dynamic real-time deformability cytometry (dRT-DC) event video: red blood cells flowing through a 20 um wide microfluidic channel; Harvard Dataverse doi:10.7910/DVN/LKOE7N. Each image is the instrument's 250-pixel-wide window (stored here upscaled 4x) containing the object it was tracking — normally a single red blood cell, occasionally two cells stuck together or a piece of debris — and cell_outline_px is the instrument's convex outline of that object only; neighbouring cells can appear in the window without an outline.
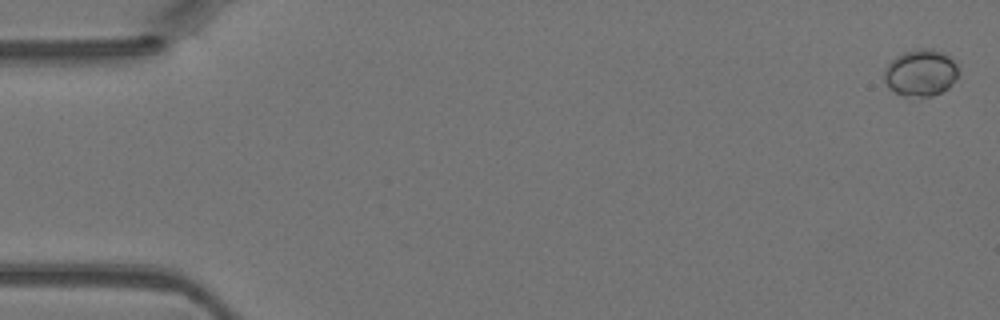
{"species": "Egyptian fruit bat (a non-hibernating species)", "species_latin": "Rousettus aegyptiacus", "temperature_condition": "warm", "stored_images_in_passage": 46, "camera_frame_rate_fps": 3000, "um_per_image_px": 0.085, "animal": {"sex": "female"}, "frame": {"image": 1, "passage_image": 1, "time_ms": 0.0, "image_size_px": [1000, 320], "cell_outline_px": [[960, 76], [948, 88], [932, 96], [904, 96], [888, 88], [884, 80], [884, 68], [896, 56], [904, 52], [916, 48], [932, 48], [944, 52], [952, 56], [956, 60], [960, 72]], "centroid_in_image_um": [78.31, 6.16], "position_along_channel_um": 6.7, "area_um2": 20.81}}
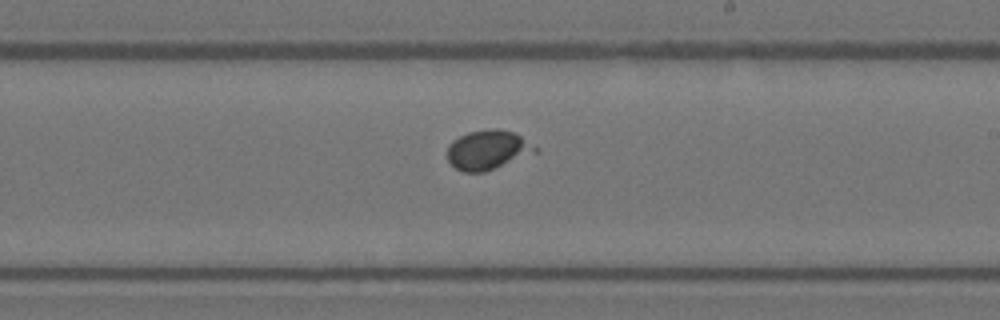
{"frame": {"image": 2, "passage_image": 27, "time_ms": 8.667, "image_size_px": [1000, 320], "cell_outline_px": [[540, 152], [484, 172], [464, 172], [456, 168], [448, 160], [448, 144], [452, 140], [468, 132], [492, 128], [496, 128], [516, 132], [536, 148]], "centroid_in_image_um": [41.48, 12.73], "position_along_channel_um": 247.5, "area_um2": 20.29}}
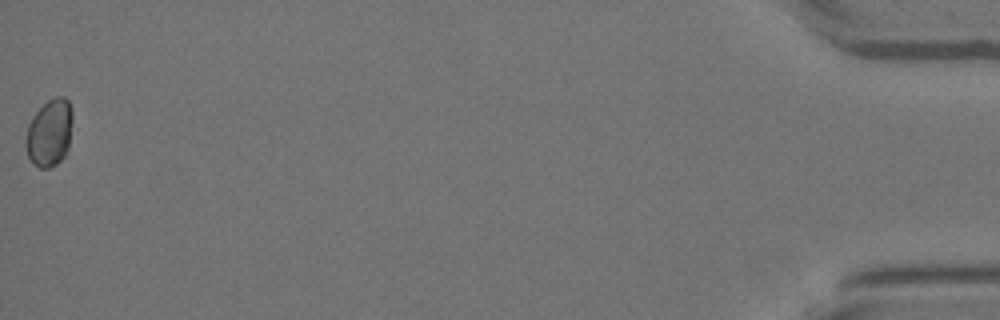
{"frame": {"image": 3, "passage_image": 46, "time_ms": 15.0, "image_size_px": [1000, 320], "cell_outline_px": [[72, 120], [68, 148], [64, 156], [56, 164], [48, 168], [40, 168], [28, 156], [24, 144], [28, 124], [32, 116], [48, 100], [56, 96], [64, 96], [68, 100], [72, 108]], "centroid_in_image_um": [4.21, 11.26], "position_along_channel_um": 431.0, "area_um2": 18.32}}